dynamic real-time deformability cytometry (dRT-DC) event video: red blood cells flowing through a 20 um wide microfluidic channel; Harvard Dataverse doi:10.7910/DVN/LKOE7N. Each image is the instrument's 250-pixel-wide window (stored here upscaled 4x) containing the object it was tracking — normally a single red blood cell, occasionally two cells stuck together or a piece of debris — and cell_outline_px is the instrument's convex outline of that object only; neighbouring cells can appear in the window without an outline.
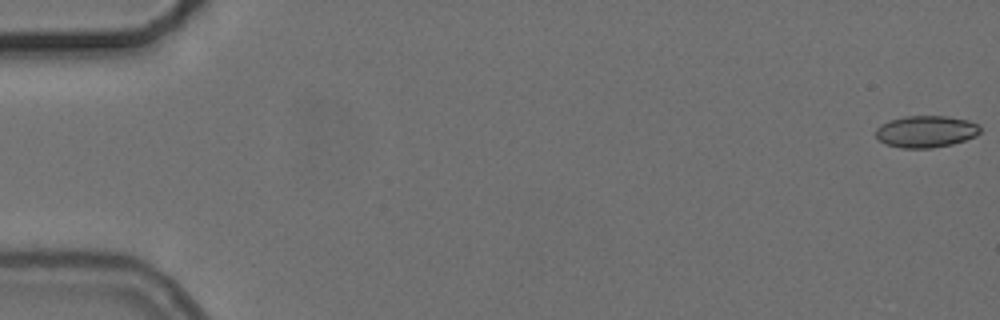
{"species": "common noctule bat (a hibernating species)", "species_latin": "Nyctalus noctula", "temperature_condition": "cold", "stored_images_in_passage": 30, "camera_frame_rate_fps": 3000, "um_per_image_px": 0.085, "animal": {"sex": "female", "body_mass_g": 24.6, "forearm_length_mm": 56.2}, "frame": {"image": 1, "passage_image": 1, "time_ms": 0.0, "image_size_px": [1000, 320], "cell_outline_px": [[980, 132], [976, 136], [952, 144], [932, 148], [900, 148], [888, 144], [880, 140], [876, 136], [876, 128], [880, 124], [888, 120], [904, 116], [944, 116], [968, 120], [976, 124], [980, 128]], "centroid_in_image_um": [78.68, 11.17], "position_along_channel_um": 6.3, "area_um2": 19.31}}
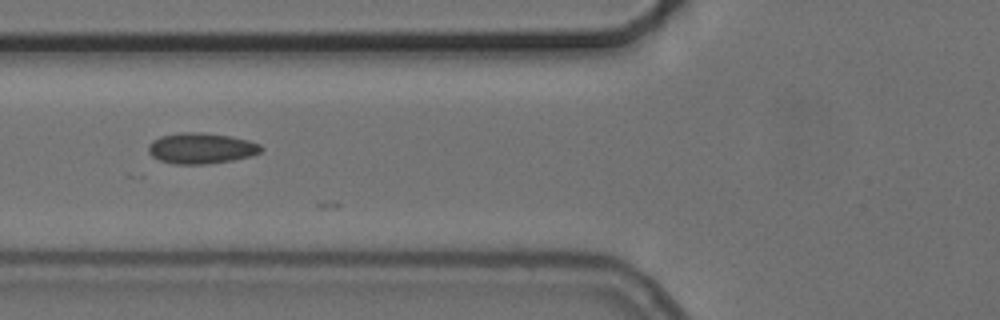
{"frame": {"image": 2, "passage_image": 22, "time_ms": 7.0, "image_size_px": [1000, 320], "cell_outline_px": [[264, 148], [260, 152], [252, 156], [232, 160], [208, 164], [176, 164], [160, 160], [152, 156], [148, 152], [148, 144], [152, 140], [160, 136], [180, 132], [204, 132], [232, 136], [248, 140], [260, 144]], "centroid_in_image_um": [17.1, 12.59], "position_along_channel_um": 108.7, "area_um2": 20.46}}
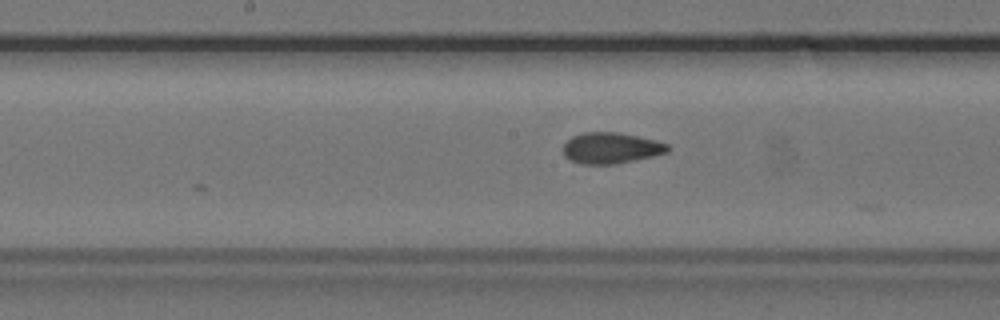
{"frame": {"image": 3, "passage_image": 29, "time_ms": 9.333, "image_size_px": [1000, 320], "cell_outline_px": [[672, 148], [668, 152], [652, 156], [616, 164], [580, 164], [568, 160], [564, 156], [564, 144], [572, 136], [584, 132], [616, 132], [656, 140], [668, 144]], "centroid_in_image_um": [51.93, 12.59], "position_along_channel_um": 196.3, "area_um2": 18.96}}